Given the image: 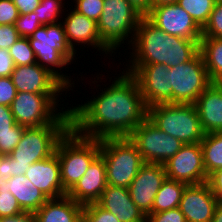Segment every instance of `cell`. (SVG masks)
Instances as JSON below:
<instances>
[{
    "instance_id": "obj_1",
    "label": "cell",
    "mask_w": 222,
    "mask_h": 222,
    "mask_svg": "<svg viewBox=\"0 0 222 222\" xmlns=\"http://www.w3.org/2000/svg\"><path fill=\"white\" fill-rule=\"evenodd\" d=\"M115 79L97 97L69 108L70 127L77 134L98 140L129 137L148 117L136 78L123 70Z\"/></svg>"
},
{
    "instance_id": "obj_2",
    "label": "cell",
    "mask_w": 222,
    "mask_h": 222,
    "mask_svg": "<svg viewBox=\"0 0 222 222\" xmlns=\"http://www.w3.org/2000/svg\"><path fill=\"white\" fill-rule=\"evenodd\" d=\"M200 40L168 35L143 16L136 29L129 64H164L174 67L192 60L199 51Z\"/></svg>"
},
{
    "instance_id": "obj_3",
    "label": "cell",
    "mask_w": 222,
    "mask_h": 222,
    "mask_svg": "<svg viewBox=\"0 0 222 222\" xmlns=\"http://www.w3.org/2000/svg\"><path fill=\"white\" fill-rule=\"evenodd\" d=\"M69 128L70 112H63L49 125L25 128L16 148L9 155H0V176L24 175L31 164L50 157Z\"/></svg>"
},
{
    "instance_id": "obj_4",
    "label": "cell",
    "mask_w": 222,
    "mask_h": 222,
    "mask_svg": "<svg viewBox=\"0 0 222 222\" xmlns=\"http://www.w3.org/2000/svg\"><path fill=\"white\" fill-rule=\"evenodd\" d=\"M28 40L36 62L53 73L68 90L75 88L71 76L60 71L62 68L66 69L75 60L76 54L67 42L62 22L40 26L31 37H28Z\"/></svg>"
},
{
    "instance_id": "obj_5",
    "label": "cell",
    "mask_w": 222,
    "mask_h": 222,
    "mask_svg": "<svg viewBox=\"0 0 222 222\" xmlns=\"http://www.w3.org/2000/svg\"><path fill=\"white\" fill-rule=\"evenodd\" d=\"M55 153L60 163L61 182L68 192L100 155V140L81 136L70 127L59 139Z\"/></svg>"
},
{
    "instance_id": "obj_6",
    "label": "cell",
    "mask_w": 222,
    "mask_h": 222,
    "mask_svg": "<svg viewBox=\"0 0 222 222\" xmlns=\"http://www.w3.org/2000/svg\"><path fill=\"white\" fill-rule=\"evenodd\" d=\"M142 17L127 0H104L103 11L97 22L101 43L111 54H116L115 51L123 47L122 44L128 43L131 47Z\"/></svg>"
},
{
    "instance_id": "obj_7",
    "label": "cell",
    "mask_w": 222,
    "mask_h": 222,
    "mask_svg": "<svg viewBox=\"0 0 222 222\" xmlns=\"http://www.w3.org/2000/svg\"><path fill=\"white\" fill-rule=\"evenodd\" d=\"M147 118L161 131L183 144L200 143L205 135L194 104L152 105L148 108Z\"/></svg>"
},
{
    "instance_id": "obj_8",
    "label": "cell",
    "mask_w": 222,
    "mask_h": 222,
    "mask_svg": "<svg viewBox=\"0 0 222 222\" xmlns=\"http://www.w3.org/2000/svg\"><path fill=\"white\" fill-rule=\"evenodd\" d=\"M107 184L128 188L144 164L136 145L129 137L104 138L100 140Z\"/></svg>"
},
{
    "instance_id": "obj_9",
    "label": "cell",
    "mask_w": 222,
    "mask_h": 222,
    "mask_svg": "<svg viewBox=\"0 0 222 222\" xmlns=\"http://www.w3.org/2000/svg\"><path fill=\"white\" fill-rule=\"evenodd\" d=\"M59 95L17 92L10 105L15 122L26 128L53 123L63 112H70L69 107L60 110L58 103L62 97Z\"/></svg>"
},
{
    "instance_id": "obj_10",
    "label": "cell",
    "mask_w": 222,
    "mask_h": 222,
    "mask_svg": "<svg viewBox=\"0 0 222 222\" xmlns=\"http://www.w3.org/2000/svg\"><path fill=\"white\" fill-rule=\"evenodd\" d=\"M169 70L172 103L194 104L211 84L200 52L187 63L169 67Z\"/></svg>"
},
{
    "instance_id": "obj_11",
    "label": "cell",
    "mask_w": 222,
    "mask_h": 222,
    "mask_svg": "<svg viewBox=\"0 0 222 222\" xmlns=\"http://www.w3.org/2000/svg\"><path fill=\"white\" fill-rule=\"evenodd\" d=\"M144 163H162L173 157L184 145L180 140L161 131L148 118L130 134Z\"/></svg>"
},
{
    "instance_id": "obj_12",
    "label": "cell",
    "mask_w": 222,
    "mask_h": 222,
    "mask_svg": "<svg viewBox=\"0 0 222 222\" xmlns=\"http://www.w3.org/2000/svg\"><path fill=\"white\" fill-rule=\"evenodd\" d=\"M126 72L132 74L149 108L152 105L172 103L170 70L164 64H129Z\"/></svg>"
},
{
    "instance_id": "obj_13",
    "label": "cell",
    "mask_w": 222,
    "mask_h": 222,
    "mask_svg": "<svg viewBox=\"0 0 222 222\" xmlns=\"http://www.w3.org/2000/svg\"><path fill=\"white\" fill-rule=\"evenodd\" d=\"M145 17L168 35L201 40L202 28L177 3L151 7Z\"/></svg>"
},
{
    "instance_id": "obj_14",
    "label": "cell",
    "mask_w": 222,
    "mask_h": 222,
    "mask_svg": "<svg viewBox=\"0 0 222 222\" xmlns=\"http://www.w3.org/2000/svg\"><path fill=\"white\" fill-rule=\"evenodd\" d=\"M163 165L168 179L184 182L187 185L200 184L208 180L200 143L184 144Z\"/></svg>"
},
{
    "instance_id": "obj_15",
    "label": "cell",
    "mask_w": 222,
    "mask_h": 222,
    "mask_svg": "<svg viewBox=\"0 0 222 222\" xmlns=\"http://www.w3.org/2000/svg\"><path fill=\"white\" fill-rule=\"evenodd\" d=\"M166 178L162 163H144L128 187L132 201L146 217L152 213L155 196Z\"/></svg>"
},
{
    "instance_id": "obj_16",
    "label": "cell",
    "mask_w": 222,
    "mask_h": 222,
    "mask_svg": "<svg viewBox=\"0 0 222 222\" xmlns=\"http://www.w3.org/2000/svg\"><path fill=\"white\" fill-rule=\"evenodd\" d=\"M11 78L17 92L37 94H62L68 88L40 64L15 66ZM67 89V90H66Z\"/></svg>"
},
{
    "instance_id": "obj_17",
    "label": "cell",
    "mask_w": 222,
    "mask_h": 222,
    "mask_svg": "<svg viewBox=\"0 0 222 222\" xmlns=\"http://www.w3.org/2000/svg\"><path fill=\"white\" fill-rule=\"evenodd\" d=\"M218 202L208 182L190 184L182 193L179 209L186 222H211Z\"/></svg>"
},
{
    "instance_id": "obj_18",
    "label": "cell",
    "mask_w": 222,
    "mask_h": 222,
    "mask_svg": "<svg viewBox=\"0 0 222 222\" xmlns=\"http://www.w3.org/2000/svg\"><path fill=\"white\" fill-rule=\"evenodd\" d=\"M69 10L71 11L65 13L67 15L65 16L66 18H64L65 20L62 21V24L65 29L67 42L71 49L77 53V48L75 50L76 45L84 44L81 46L85 47L87 44L88 47L92 46L93 49L98 48L97 51L100 53L102 51V53H104L103 55L112 56V54H110L111 52L101 43L97 22L71 9V7Z\"/></svg>"
},
{
    "instance_id": "obj_19",
    "label": "cell",
    "mask_w": 222,
    "mask_h": 222,
    "mask_svg": "<svg viewBox=\"0 0 222 222\" xmlns=\"http://www.w3.org/2000/svg\"><path fill=\"white\" fill-rule=\"evenodd\" d=\"M24 175L48 199L67 195L61 182L60 163L55 152L50 157L31 164Z\"/></svg>"
},
{
    "instance_id": "obj_20",
    "label": "cell",
    "mask_w": 222,
    "mask_h": 222,
    "mask_svg": "<svg viewBox=\"0 0 222 222\" xmlns=\"http://www.w3.org/2000/svg\"><path fill=\"white\" fill-rule=\"evenodd\" d=\"M107 185L105 162L99 155L82 178L67 192V196L83 206L96 203Z\"/></svg>"
},
{
    "instance_id": "obj_21",
    "label": "cell",
    "mask_w": 222,
    "mask_h": 222,
    "mask_svg": "<svg viewBox=\"0 0 222 222\" xmlns=\"http://www.w3.org/2000/svg\"><path fill=\"white\" fill-rule=\"evenodd\" d=\"M96 203L120 222H146L147 217L132 201L126 187L107 185Z\"/></svg>"
},
{
    "instance_id": "obj_22",
    "label": "cell",
    "mask_w": 222,
    "mask_h": 222,
    "mask_svg": "<svg viewBox=\"0 0 222 222\" xmlns=\"http://www.w3.org/2000/svg\"><path fill=\"white\" fill-rule=\"evenodd\" d=\"M205 134L222 131V84L211 83L194 103Z\"/></svg>"
},
{
    "instance_id": "obj_23",
    "label": "cell",
    "mask_w": 222,
    "mask_h": 222,
    "mask_svg": "<svg viewBox=\"0 0 222 222\" xmlns=\"http://www.w3.org/2000/svg\"><path fill=\"white\" fill-rule=\"evenodd\" d=\"M83 207L66 195L48 199L34 214L37 222H82Z\"/></svg>"
},
{
    "instance_id": "obj_24",
    "label": "cell",
    "mask_w": 222,
    "mask_h": 222,
    "mask_svg": "<svg viewBox=\"0 0 222 222\" xmlns=\"http://www.w3.org/2000/svg\"><path fill=\"white\" fill-rule=\"evenodd\" d=\"M8 184V189L25 212L35 213L48 200L47 196L35 187L25 175L9 178Z\"/></svg>"
},
{
    "instance_id": "obj_25",
    "label": "cell",
    "mask_w": 222,
    "mask_h": 222,
    "mask_svg": "<svg viewBox=\"0 0 222 222\" xmlns=\"http://www.w3.org/2000/svg\"><path fill=\"white\" fill-rule=\"evenodd\" d=\"M199 51L211 83L222 82V38L202 37Z\"/></svg>"
},
{
    "instance_id": "obj_26",
    "label": "cell",
    "mask_w": 222,
    "mask_h": 222,
    "mask_svg": "<svg viewBox=\"0 0 222 222\" xmlns=\"http://www.w3.org/2000/svg\"><path fill=\"white\" fill-rule=\"evenodd\" d=\"M186 186L184 182L166 178L155 196L152 213L179 207Z\"/></svg>"
},
{
    "instance_id": "obj_27",
    "label": "cell",
    "mask_w": 222,
    "mask_h": 222,
    "mask_svg": "<svg viewBox=\"0 0 222 222\" xmlns=\"http://www.w3.org/2000/svg\"><path fill=\"white\" fill-rule=\"evenodd\" d=\"M200 145L203 152L204 167L207 176H209L222 168V131L205 134Z\"/></svg>"
},
{
    "instance_id": "obj_28",
    "label": "cell",
    "mask_w": 222,
    "mask_h": 222,
    "mask_svg": "<svg viewBox=\"0 0 222 222\" xmlns=\"http://www.w3.org/2000/svg\"><path fill=\"white\" fill-rule=\"evenodd\" d=\"M215 3V0H178L177 2L201 28L208 22Z\"/></svg>"
},
{
    "instance_id": "obj_29",
    "label": "cell",
    "mask_w": 222,
    "mask_h": 222,
    "mask_svg": "<svg viewBox=\"0 0 222 222\" xmlns=\"http://www.w3.org/2000/svg\"><path fill=\"white\" fill-rule=\"evenodd\" d=\"M62 2V0H40L38 7L34 10L35 16L39 22L42 25L61 22L59 17H62L65 10L62 9L64 7V3Z\"/></svg>"
},
{
    "instance_id": "obj_30",
    "label": "cell",
    "mask_w": 222,
    "mask_h": 222,
    "mask_svg": "<svg viewBox=\"0 0 222 222\" xmlns=\"http://www.w3.org/2000/svg\"><path fill=\"white\" fill-rule=\"evenodd\" d=\"M8 51L15 66L37 63L28 38L21 37L9 48Z\"/></svg>"
},
{
    "instance_id": "obj_31",
    "label": "cell",
    "mask_w": 222,
    "mask_h": 222,
    "mask_svg": "<svg viewBox=\"0 0 222 222\" xmlns=\"http://www.w3.org/2000/svg\"><path fill=\"white\" fill-rule=\"evenodd\" d=\"M8 179L0 176V218L14 216L24 212L17 202V199L8 189Z\"/></svg>"
},
{
    "instance_id": "obj_32",
    "label": "cell",
    "mask_w": 222,
    "mask_h": 222,
    "mask_svg": "<svg viewBox=\"0 0 222 222\" xmlns=\"http://www.w3.org/2000/svg\"><path fill=\"white\" fill-rule=\"evenodd\" d=\"M202 37L222 38V1L215 3L208 22L202 28Z\"/></svg>"
},
{
    "instance_id": "obj_33",
    "label": "cell",
    "mask_w": 222,
    "mask_h": 222,
    "mask_svg": "<svg viewBox=\"0 0 222 222\" xmlns=\"http://www.w3.org/2000/svg\"><path fill=\"white\" fill-rule=\"evenodd\" d=\"M82 222H120L115 215L97 203L84 205Z\"/></svg>"
},
{
    "instance_id": "obj_34",
    "label": "cell",
    "mask_w": 222,
    "mask_h": 222,
    "mask_svg": "<svg viewBox=\"0 0 222 222\" xmlns=\"http://www.w3.org/2000/svg\"><path fill=\"white\" fill-rule=\"evenodd\" d=\"M77 12L98 22L104 7V0H73Z\"/></svg>"
},
{
    "instance_id": "obj_35",
    "label": "cell",
    "mask_w": 222,
    "mask_h": 222,
    "mask_svg": "<svg viewBox=\"0 0 222 222\" xmlns=\"http://www.w3.org/2000/svg\"><path fill=\"white\" fill-rule=\"evenodd\" d=\"M14 26L20 37L28 38L31 37L42 24L35 16V12H29L27 14H20Z\"/></svg>"
},
{
    "instance_id": "obj_36",
    "label": "cell",
    "mask_w": 222,
    "mask_h": 222,
    "mask_svg": "<svg viewBox=\"0 0 222 222\" xmlns=\"http://www.w3.org/2000/svg\"><path fill=\"white\" fill-rule=\"evenodd\" d=\"M25 128L15 122L10 107L0 105V135L23 134Z\"/></svg>"
},
{
    "instance_id": "obj_37",
    "label": "cell",
    "mask_w": 222,
    "mask_h": 222,
    "mask_svg": "<svg viewBox=\"0 0 222 222\" xmlns=\"http://www.w3.org/2000/svg\"><path fill=\"white\" fill-rule=\"evenodd\" d=\"M146 222H186V220L179 207H177L158 213H150Z\"/></svg>"
},
{
    "instance_id": "obj_38",
    "label": "cell",
    "mask_w": 222,
    "mask_h": 222,
    "mask_svg": "<svg viewBox=\"0 0 222 222\" xmlns=\"http://www.w3.org/2000/svg\"><path fill=\"white\" fill-rule=\"evenodd\" d=\"M20 13L11 0H0V25H14Z\"/></svg>"
},
{
    "instance_id": "obj_39",
    "label": "cell",
    "mask_w": 222,
    "mask_h": 222,
    "mask_svg": "<svg viewBox=\"0 0 222 222\" xmlns=\"http://www.w3.org/2000/svg\"><path fill=\"white\" fill-rule=\"evenodd\" d=\"M17 94L11 77H0V105L10 107Z\"/></svg>"
},
{
    "instance_id": "obj_40",
    "label": "cell",
    "mask_w": 222,
    "mask_h": 222,
    "mask_svg": "<svg viewBox=\"0 0 222 222\" xmlns=\"http://www.w3.org/2000/svg\"><path fill=\"white\" fill-rule=\"evenodd\" d=\"M20 38L14 25H0V49L9 50Z\"/></svg>"
},
{
    "instance_id": "obj_41",
    "label": "cell",
    "mask_w": 222,
    "mask_h": 222,
    "mask_svg": "<svg viewBox=\"0 0 222 222\" xmlns=\"http://www.w3.org/2000/svg\"><path fill=\"white\" fill-rule=\"evenodd\" d=\"M22 134L0 135V155H9L21 140Z\"/></svg>"
},
{
    "instance_id": "obj_42",
    "label": "cell",
    "mask_w": 222,
    "mask_h": 222,
    "mask_svg": "<svg viewBox=\"0 0 222 222\" xmlns=\"http://www.w3.org/2000/svg\"><path fill=\"white\" fill-rule=\"evenodd\" d=\"M14 67L15 64L9 51L0 49V77H11Z\"/></svg>"
},
{
    "instance_id": "obj_43",
    "label": "cell",
    "mask_w": 222,
    "mask_h": 222,
    "mask_svg": "<svg viewBox=\"0 0 222 222\" xmlns=\"http://www.w3.org/2000/svg\"><path fill=\"white\" fill-rule=\"evenodd\" d=\"M208 184L214 195L222 201V168L214 171L208 176Z\"/></svg>"
},
{
    "instance_id": "obj_44",
    "label": "cell",
    "mask_w": 222,
    "mask_h": 222,
    "mask_svg": "<svg viewBox=\"0 0 222 222\" xmlns=\"http://www.w3.org/2000/svg\"><path fill=\"white\" fill-rule=\"evenodd\" d=\"M20 14H27L29 12H34L38 7L40 0H11Z\"/></svg>"
},
{
    "instance_id": "obj_45",
    "label": "cell",
    "mask_w": 222,
    "mask_h": 222,
    "mask_svg": "<svg viewBox=\"0 0 222 222\" xmlns=\"http://www.w3.org/2000/svg\"><path fill=\"white\" fill-rule=\"evenodd\" d=\"M0 222H37L33 212H21L14 216L2 217Z\"/></svg>"
},
{
    "instance_id": "obj_46",
    "label": "cell",
    "mask_w": 222,
    "mask_h": 222,
    "mask_svg": "<svg viewBox=\"0 0 222 222\" xmlns=\"http://www.w3.org/2000/svg\"><path fill=\"white\" fill-rule=\"evenodd\" d=\"M137 11L145 16L151 9V0H127Z\"/></svg>"
},
{
    "instance_id": "obj_47",
    "label": "cell",
    "mask_w": 222,
    "mask_h": 222,
    "mask_svg": "<svg viewBox=\"0 0 222 222\" xmlns=\"http://www.w3.org/2000/svg\"><path fill=\"white\" fill-rule=\"evenodd\" d=\"M211 222H222V201L217 203Z\"/></svg>"
},
{
    "instance_id": "obj_48",
    "label": "cell",
    "mask_w": 222,
    "mask_h": 222,
    "mask_svg": "<svg viewBox=\"0 0 222 222\" xmlns=\"http://www.w3.org/2000/svg\"><path fill=\"white\" fill-rule=\"evenodd\" d=\"M178 0H151V7H157L165 4L177 3Z\"/></svg>"
}]
</instances>
